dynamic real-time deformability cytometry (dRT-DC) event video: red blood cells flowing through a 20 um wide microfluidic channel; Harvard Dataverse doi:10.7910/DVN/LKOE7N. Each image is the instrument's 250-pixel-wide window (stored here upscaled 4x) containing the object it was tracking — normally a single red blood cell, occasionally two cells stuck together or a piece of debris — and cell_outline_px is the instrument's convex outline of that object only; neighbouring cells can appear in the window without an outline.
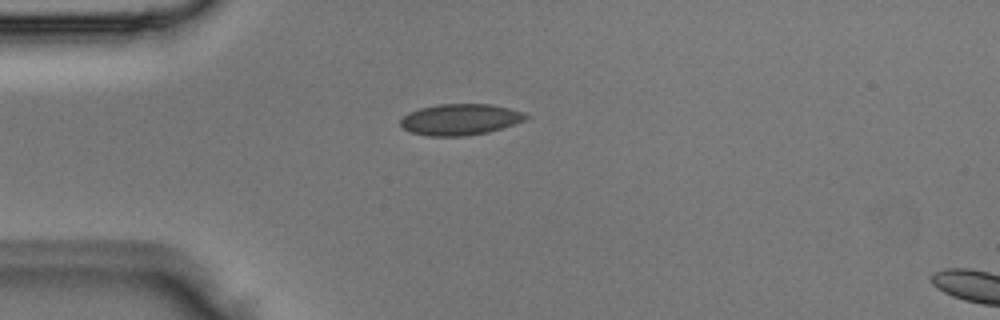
{"species": "Egyptian fruit bat (a non-hibernating species)", "species_latin": "Rousettus aegyptiacus", "temperature_condition": "room temperature", "stored_images_in_passage": 2, "segment_of_instrument_passage": [1, 2], "camera_frame_rate_fps": 3000, "um_per_image_px": 0.085, "animal": {"sex": "male"}, "frame": {"image": 1, "passage_image": 1, "time_ms": 0.0, "image_size_px": [1000, 320], "cell_outline_px": [[528, 116], [524, 120], [488, 132], [464, 136], [428, 136], [412, 132], [404, 128], [400, 124], [400, 120], [408, 112], [420, 108], [440, 104], [492, 104], [524, 112]], "centroid_in_image_um": [39.09, 10.15], "position_along_channel_um": 45.9, "area_um2": 22.54}}